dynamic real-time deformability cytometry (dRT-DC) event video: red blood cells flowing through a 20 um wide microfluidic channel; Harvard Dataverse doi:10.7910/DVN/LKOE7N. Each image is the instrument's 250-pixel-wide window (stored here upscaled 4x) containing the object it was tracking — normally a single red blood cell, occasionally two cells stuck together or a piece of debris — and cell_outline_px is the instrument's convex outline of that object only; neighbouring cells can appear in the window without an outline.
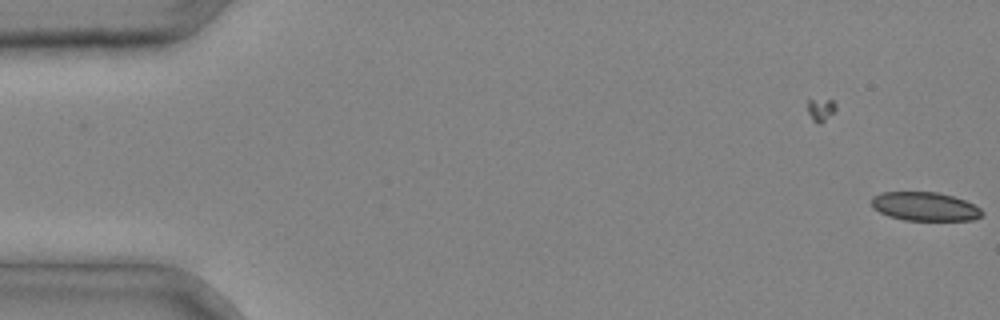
{"species": "common noctule bat (a hibernating species)", "species_latin": "Nyctalus noctula", "temperature_condition": "cold", "stored_images_in_passage": 5, "camera_frame_rate_fps": 3000, "um_per_image_px": 0.085, "animal": {"sex": "male", "body_mass_g": 20.4}, "frame": {"image": 1, "passage_image": 5, "time_ms": 1.333, "image_size_px": [1000, 320], "cell_outline_px": [[984, 216], [972, 220], [904, 220], [888, 216], [872, 208], [872, 196], [880, 192], [936, 192], [952, 196], [964, 200], [980, 208], [984, 212]], "centroid_in_image_um": [78.61, 17.55], "position_along_channel_um": 6.4, "area_um2": 18.55}}